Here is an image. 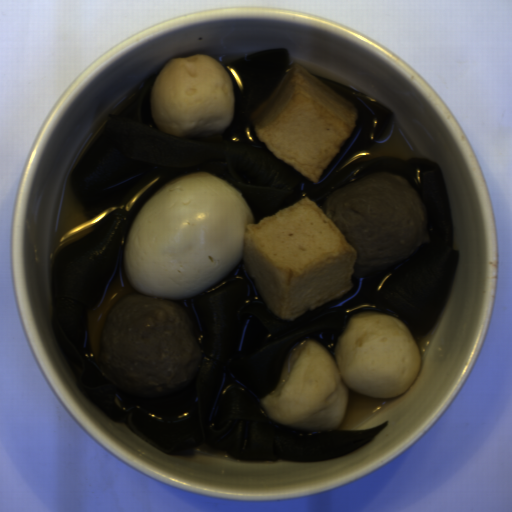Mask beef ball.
Listing matches in <instances>:
<instances>
[{
  "label": "beef ball",
  "mask_w": 512,
  "mask_h": 512,
  "mask_svg": "<svg viewBox=\"0 0 512 512\" xmlns=\"http://www.w3.org/2000/svg\"><path fill=\"white\" fill-rule=\"evenodd\" d=\"M99 370L128 399H164L197 377L202 347L184 310L170 299L125 295L106 314L97 352Z\"/></svg>",
  "instance_id": "c3f7d807"
},
{
  "label": "beef ball",
  "mask_w": 512,
  "mask_h": 512,
  "mask_svg": "<svg viewBox=\"0 0 512 512\" xmlns=\"http://www.w3.org/2000/svg\"><path fill=\"white\" fill-rule=\"evenodd\" d=\"M321 212L357 250L352 277L394 269L429 242L420 195L394 172H372L327 194Z\"/></svg>",
  "instance_id": "3eea062c"
}]
</instances>
